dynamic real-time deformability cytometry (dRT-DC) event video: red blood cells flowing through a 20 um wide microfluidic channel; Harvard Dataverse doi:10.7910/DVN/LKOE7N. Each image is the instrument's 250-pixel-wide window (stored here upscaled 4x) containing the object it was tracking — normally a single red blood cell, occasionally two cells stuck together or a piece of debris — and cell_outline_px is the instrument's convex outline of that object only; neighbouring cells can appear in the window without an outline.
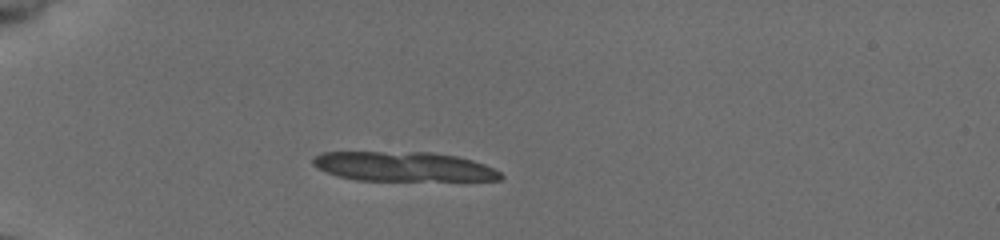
{"species": "common noctule bat (a hibernating species)", "species_latin": "Nyctalus noctula", "temperature_condition": "cold", "stored_images_in_passage": 39, "segment_of_instrument_passage": [1, 2], "camera_frame_rate_fps": 3000, "um_per_image_px": 0.085, "animal": {"sex": "female", "body_mass_g": 19.5, "forearm_length_mm": 54.1}, "frame": {"image": 1, "passage_image": 1, "time_ms": 0.0, "image_size_px": [1000, 240], "cell_outline_px": [[504, 176], [500, 180], [356, 180], [336, 176], [316, 168], [312, 164], [312, 160], [316, 156], [324, 152], [432, 152], [456, 156], [472, 160], [484, 164], [500, 172]], "centroid_in_image_um": [34.27, 14.16], "position_along_channel_um": 50.7, "area_um2": 32.25}}